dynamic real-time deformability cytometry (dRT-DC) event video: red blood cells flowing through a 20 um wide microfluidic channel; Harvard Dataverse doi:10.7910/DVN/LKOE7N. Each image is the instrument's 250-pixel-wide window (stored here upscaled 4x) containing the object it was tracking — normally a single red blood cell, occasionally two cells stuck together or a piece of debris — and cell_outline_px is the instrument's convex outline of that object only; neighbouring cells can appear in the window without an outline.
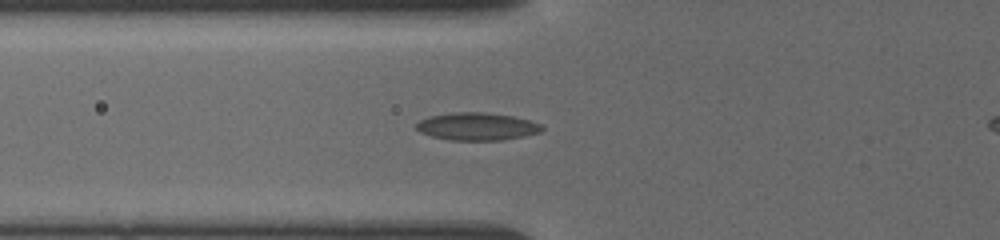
{"species": "common noctule bat (a hibernating species)", "species_latin": "Nyctalus noctula", "temperature_condition": "cold", "stored_images_in_passage": 10, "camera_frame_rate_fps": 3000, "um_per_image_px": 0.085, "animal": {"sex": "female", "body_mass_g": 19.5, "forearm_length_mm": 54.1}, "frame": {"image": 1, "passage_image": 10, "time_ms": 5.667, "image_size_px": [1000, 240], "cell_outline_px": [[544, 128], [540, 132], [524, 136], [504, 140], [448, 140], [432, 136], [420, 132], [416, 128], [416, 124], [420, 120], [428, 116], [452, 112], [484, 112], [512, 116], [532, 120], [540, 124]], "centroid_in_image_um": [40.55, 10.74], "position_along_channel_um": 85.3, "area_um2": 20.35}}